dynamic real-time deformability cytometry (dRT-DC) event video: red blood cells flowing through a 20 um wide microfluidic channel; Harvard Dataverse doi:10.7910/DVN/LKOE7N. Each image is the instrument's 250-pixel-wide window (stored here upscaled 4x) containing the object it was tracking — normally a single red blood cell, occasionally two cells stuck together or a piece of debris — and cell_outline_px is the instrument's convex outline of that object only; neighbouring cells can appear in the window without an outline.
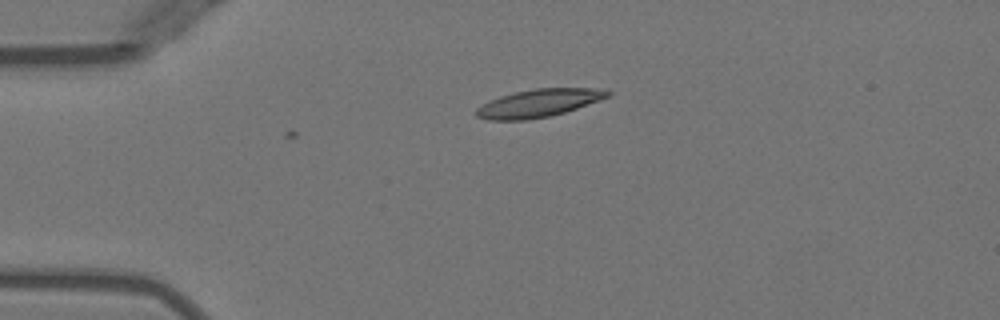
{"species": "Egyptian fruit bat (a non-hibernating species)", "species_latin": "Rousettus aegyptiacus", "temperature_condition": "warm", "stored_images_in_passage": 4, "camera_frame_rate_fps": 3000, "um_per_image_px": 0.085, "animal": {"sex": "female"}, "frame": {"image": 1, "passage_image": 4, "time_ms": 1.0, "image_size_px": [1000, 320], "cell_outline_px": [[612, 92], [608, 96], [576, 108], [564, 112], [548, 116], [524, 120], [488, 120], [476, 116], [476, 108], [500, 96], [516, 92], [536, 88], [608, 88]], "centroid_in_image_um": [45.8, 8.75], "position_along_channel_um": 39.2, "area_um2": 20.98}}